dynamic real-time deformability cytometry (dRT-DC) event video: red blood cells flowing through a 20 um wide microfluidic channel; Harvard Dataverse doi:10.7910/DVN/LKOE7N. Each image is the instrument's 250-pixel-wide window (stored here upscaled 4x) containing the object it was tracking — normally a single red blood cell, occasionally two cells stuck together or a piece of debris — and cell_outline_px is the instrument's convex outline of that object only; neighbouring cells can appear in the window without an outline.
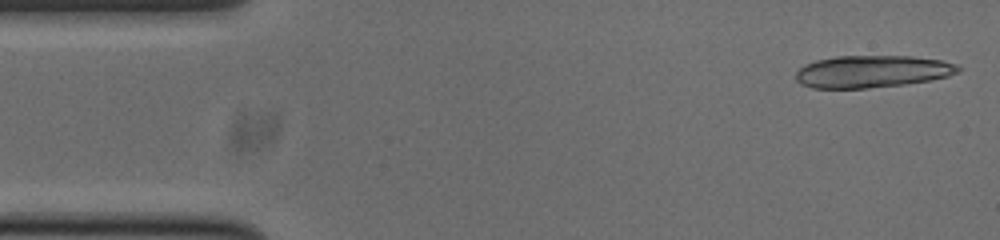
{"species": "common noctule bat (a hibernating species)", "species_latin": "Nyctalus noctula", "temperature_condition": "cold", "stored_images_in_passage": 15, "camera_frame_rate_fps": 3000, "um_per_image_px": 0.085, "animal": {"sex": "male", "body_mass_g": 20.0, "forearm_length_mm": 53.3}, "frame": {"image": 1, "passage_image": 1, "time_ms": 0.0, "image_size_px": [1000, 240], "cell_outline_px": [[960, 72], [948, 76], [928, 80], [904, 84], [868, 88], [812, 88], [800, 84], [796, 80], [796, 72], [804, 64], [816, 60], [836, 56], [912, 56], [940, 60], [956, 64], [960, 68]], "centroid_in_image_um": [74.1, 6.07], "position_along_channel_um": 10.9, "area_um2": 30.46}}